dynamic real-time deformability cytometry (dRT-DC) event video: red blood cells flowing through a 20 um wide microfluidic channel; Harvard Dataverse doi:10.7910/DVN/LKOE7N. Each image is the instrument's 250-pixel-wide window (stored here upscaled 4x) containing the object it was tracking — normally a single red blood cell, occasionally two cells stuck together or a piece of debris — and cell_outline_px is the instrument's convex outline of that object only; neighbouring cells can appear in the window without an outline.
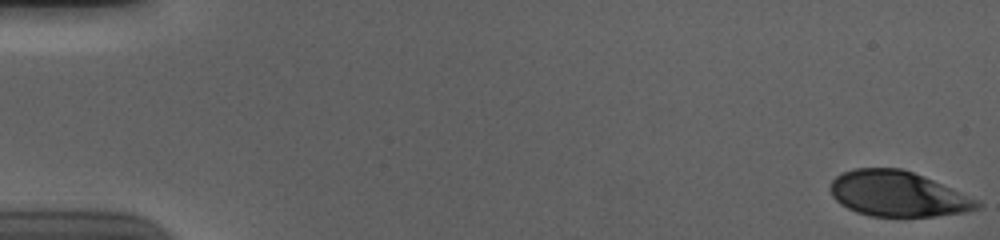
{"species": "human", "species_latin": "Homo sapiens", "temperature_condition": "cold", "stored_images_in_passage": 57, "segment_of_instrument_passage": [1, 2], "camera_frame_rate_fps": 3000, "um_per_image_px": 0.085, "donor": {"sex": "male"}, "frame": {"image": 1, "passage_image": 1, "time_ms": 0.0, "image_size_px": [1000, 240], "cell_outline_px": [[980, 208], [964, 212], [936, 216], [872, 216], [856, 212], [840, 204], [832, 196], [832, 180], [836, 176], [852, 168], [900, 168], [924, 176], [976, 200], [980, 204]], "centroid_in_image_um": [76.27, 16.48], "position_along_channel_um": 8.7, "area_um2": 38.21}}
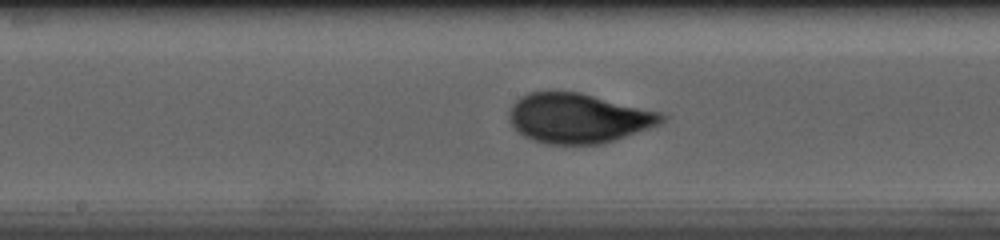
{"frame": {"image": 2, "passage_image": 30, "time_ms": 9.667, "image_size_px": [1000, 240], "cell_outline_px": [[668, 116], [660, 124], [604, 144], [540, 144], [516, 132], [508, 120], [508, 112], [512, 104], [520, 96], [528, 92], [580, 92], [660, 112]], "centroid_in_image_um": [49.11, 10.06], "position_along_channel_um": 199.1, "area_um2": 44.51}}
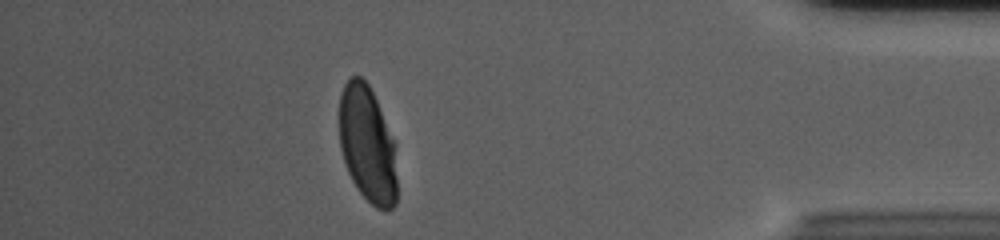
{"frame": {"image": 3, "passage_image": 50, "time_ms": 16.333, "image_size_px": [1000, 240], "cell_outline_px": [[396, 204], [392, 208], [376, 208], [356, 188], [348, 172], [340, 148], [340, 92], [344, 84], [352, 76], [360, 76], [368, 84], [376, 100], [396, 144]], "centroid_in_image_um": [31.24, 12.26], "position_along_channel_um": 404.0, "area_um2": 39.13}}